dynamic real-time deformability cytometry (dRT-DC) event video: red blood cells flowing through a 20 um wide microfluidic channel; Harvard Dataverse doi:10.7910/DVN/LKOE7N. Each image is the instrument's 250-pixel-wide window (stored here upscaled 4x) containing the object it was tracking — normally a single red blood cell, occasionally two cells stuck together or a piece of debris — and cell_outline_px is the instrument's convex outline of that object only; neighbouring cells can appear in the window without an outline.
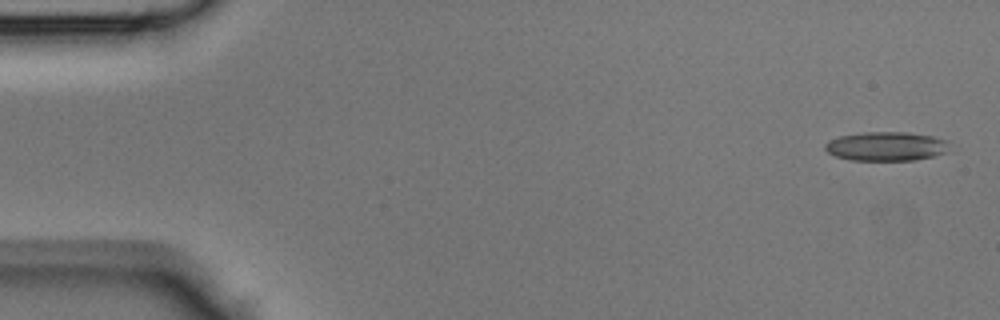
{"species": "Egyptian fruit bat (a non-hibernating species)", "species_latin": "Rousettus aegyptiacus", "temperature_condition": "room temperature", "stored_images_in_passage": 12, "camera_frame_rate_fps": 3000, "um_per_image_px": 0.085, "animal": {"sex": "male"}, "frame": {"image": 1, "passage_image": 2, "time_ms": 0.333, "image_size_px": [1000, 320], "cell_outline_px": [[948, 140], [944, 152], [932, 156], [916, 160], [852, 160], [836, 156], [828, 152], [824, 148], [824, 144], [828, 140], [840, 136], [864, 132], [908, 132], [932, 136]], "centroid_in_image_um": [75.28, 12.43], "position_along_channel_um": 9.7, "area_um2": 20.87}}